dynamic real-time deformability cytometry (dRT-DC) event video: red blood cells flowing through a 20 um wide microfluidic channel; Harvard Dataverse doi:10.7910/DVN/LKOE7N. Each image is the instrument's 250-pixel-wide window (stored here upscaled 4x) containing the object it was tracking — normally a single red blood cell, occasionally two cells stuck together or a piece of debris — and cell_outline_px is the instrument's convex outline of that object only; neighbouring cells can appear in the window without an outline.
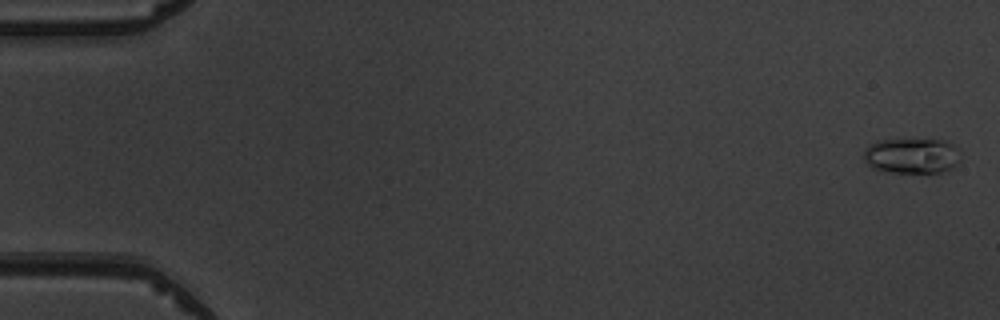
{"species": "common noctule bat (a hibernating species)", "species_latin": "Nyctalus noctula", "temperature_condition": "warm", "stored_images_in_passage": 7, "camera_frame_rate_fps": 3000, "um_per_image_px": 0.085, "animal": {"sex": "male", "body_mass_g": 19.5, "forearm_length_mm": 54.6}, "frame": {"image": 1, "passage_image": 1, "time_ms": 0.0, "image_size_px": [1000, 320], "cell_outline_px": [[960, 160], [952, 168], [940, 172], [888, 172], [872, 168], [864, 160], [864, 148], [868, 144], [876, 140], [944, 140], [960, 148]], "centroid_in_image_um": [77.5, 13.23], "position_along_channel_um": 7.5, "area_um2": 20.11}}
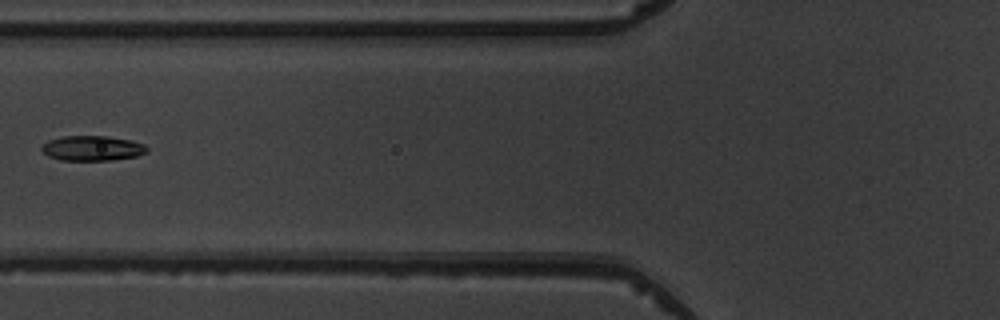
{"frame": {"image": 2, "passage_image": 7, "time_ms": 6.667, "image_size_px": [1000, 320], "cell_outline_px": [[148, 152], [136, 156], [112, 160], [60, 160], [48, 156], [40, 148], [48, 140], [64, 136], [104, 136], [132, 140], [144, 144], [148, 148]], "centroid_in_image_um": [7.86, 12.6], "position_along_channel_um": 117.9, "area_um2": 15.32}}